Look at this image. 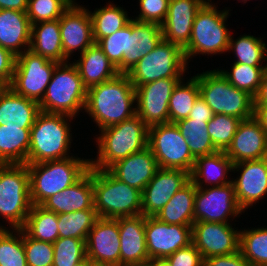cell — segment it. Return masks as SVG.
<instances>
[{"label":"cell","instance_id":"6da1fadb","mask_svg":"<svg viewBox=\"0 0 267 266\" xmlns=\"http://www.w3.org/2000/svg\"><path fill=\"white\" fill-rule=\"evenodd\" d=\"M84 112L99 131L136 115L135 87L128 75L119 73L113 79L89 88Z\"/></svg>","mask_w":267,"mask_h":266},{"label":"cell","instance_id":"7a4b0ae2","mask_svg":"<svg viewBox=\"0 0 267 266\" xmlns=\"http://www.w3.org/2000/svg\"><path fill=\"white\" fill-rule=\"evenodd\" d=\"M96 156L90 159V167L107 170L117 161L148 147V127L136 114L132 118L98 131Z\"/></svg>","mask_w":267,"mask_h":266},{"label":"cell","instance_id":"3957f363","mask_svg":"<svg viewBox=\"0 0 267 266\" xmlns=\"http://www.w3.org/2000/svg\"><path fill=\"white\" fill-rule=\"evenodd\" d=\"M207 0L196 13L189 43L183 48L186 63L196 56L227 53L231 32L226 25L231 15L230 8L218 10V2ZM218 8V9H217ZM189 61V62H188Z\"/></svg>","mask_w":267,"mask_h":266},{"label":"cell","instance_id":"277c9868","mask_svg":"<svg viewBox=\"0 0 267 266\" xmlns=\"http://www.w3.org/2000/svg\"><path fill=\"white\" fill-rule=\"evenodd\" d=\"M75 118L63 114L40 112L31 127L27 164L58 160L74 156L70 149L75 140L72 121ZM73 138V139H72Z\"/></svg>","mask_w":267,"mask_h":266},{"label":"cell","instance_id":"5b68a950","mask_svg":"<svg viewBox=\"0 0 267 266\" xmlns=\"http://www.w3.org/2000/svg\"><path fill=\"white\" fill-rule=\"evenodd\" d=\"M69 158L27 164L32 205H41L51 195L76 183L90 168V159Z\"/></svg>","mask_w":267,"mask_h":266},{"label":"cell","instance_id":"8992f818","mask_svg":"<svg viewBox=\"0 0 267 266\" xmlns=\"http://www.w3.org/2000/svg\"><path fill=\"white\" fill-rule=\"evenodd\" d=\"M92 183L98 217L116 219L142 214V192L115 178L108 170L92 168Z\"/></svg>","mask_w":267,"mask_h":266},{"label":"cell","instance_id":"52a82bcc","mask_svg":"<svg viewBox=\"0 0 267 266\" xmlns=\"http://www.w3.org/2000/svg\"><path fill=\"white\" fill-rule=\"evenodd\" d=\"M86 94L77 66L71 61L59 63L39 103L40 111L78 118L84 113Z\"/></svg>","mask_w":267,"mask_h":266},{"label":"cell","instance_id":"ba28073f","mask_svg":"<svg viewBox=\"0 0 267 266\" xmlns=\"http://www.w3.org/2000/svg\"><path fill=\"white\" fill-rule=\"evenodd\" d=\"M194 77L200 95L214 114H225L246 120L254 116V97L230 84L218 69L203 70Z\"/></svg>","mask_w":267,"mask_h":266},{"label":"cell","instance_id":"9c48e42d","mask_svg":"<svg viewBox=\"0 0 267 266\" xmlns=\"http://www.w3.org/2000/svg\"><path fill=\"white\" fill-rule=\"evenodd\" d=\"M31 207L27 164H0V226L21 229Z\"/></svg>","mask_w":267,"mask_h":266},{"label":"cell","instance_id":"30bf717a","mask_svg":"<svg viewBox=\"0 0 267 266\" xmlns=\"http://www.w3.org/2000/svg\"><path fill=\"white\" fill-rule=\"evenodd\" d=\"M183 49L164 39L151 52L142 57L127 73L136 88L163 78H184L189 74Z\"/></svg>","mask_w":267,"mask_h":266},{"label":"cell","instance_id":"8fae6325","mask_svg":"<svg viewBox=\"0 0 267 266\" xmlns=\"http://www.w3.org/2000/svg\"><path fill=\"white\" fill-rule=\"evenodd\" d=\"M148 147L159 168L181 169L191 174L195 157L175 123H163L148 128Z\"/></svg>","mask_w":267,"mask_h":266},{"label":"cell","instance_id":"7c38bea8","mask_svg":"<svg viewBox=\"0 0 267 266\" xmlns=\"http://www.w3.org/2000/svg\"><path fill=\"white\" fill-rule=\"evenodd\" d=\"M58 64L31 50H26L16 57L9 87L15 93L40 103Z\"/></svg>","mask_w":267,"mask_h":266},{"label":"cell","instance_id":"4fadbf2b","mask_svg":"<svg viewBox=\"0 0 267 266\" xmlns=\"http://www.w3.org/2000/svg\"><path fill=\"white\" fill-rule=\"evenodd\" d=\"M244 211L239 207L233 183L197 188L194 222L232 223Z\"/></svg>","mask_w":267,"mask_h":266},{"label":"cell","instance_id":"5bb4252c","mask_svg":"<svg viewBox=\"0 0 267 266\" xmlns=\"http://www.w3.org/2000/svg\"><path fill=\"white\" fill-rule=\"evenodd\" d=\"M183 78H163L135 88L136 114L150 128L169 122V100Z\"/></svg>","mask_w":267,"mask_h":266},{"label":"cell","instance_id":"9a60e30c","mask_svg":"<svg viewBox=\"0 0 267 266\" xmlns=\"http://www.w3.org/2000/svg\"><path fill=\"white\" fill-rule=\"evenodd\" d=\"M233 223L194 222L192 243L203 259L234 254L239 251L240 229Z\"/></svg>","mask_w":267,"mask_h":266},{"label":"cell","instance_id":"2e32d148","mask_svg":"<svg viewBox=\"0 0 267 266\" xmlns=\"http://www.w3.org/2000/svg\"><path fill=\"white\" fill-rule=\"evenodd\" d=\"M232 172L235 197L239 207L246 212L267 195V157L260 160L243 161L233 164ZM240 174V175H239Z\"/></svg>","mask_w":267,"mask_h":266},{"label":"cell","instance_id":"e0dca14e","mask_svg":"<svg viewBox=\"0 0 267 266\" xmlns=\"http://www.w3.org/2000/svg\"><path fill=\"white\" fill-rule=\"evenodd\" d=\"M77 3L75 0L59 18L63 53L68 61L76 51L82 54L95 43L88 6Z\"/></svg>","mask_w":267,"mask_h":266},{"label":"cell","instance_id":"ac0fdd59","mask_svg":"<svg viewBox=\"0 0 267 266\" xmlns=\"http://www.w3.org/2000/svg\"><path fill=\"white\" fill-rule=\"evenodd\" d=\"M145 239L149 259L167 258L192 243L191 226L168 224L145 216Z\"/></svg>","mask_w":267,"mask_h":266},{"label":"cell","instance_id":"d6986e66","mask_svg":"<svg viewBox=\"0 0 267 266\" xmlns=\"http://www.w3.org/2000/svg\"><path fill=\"white\" fill-rule=\"evenodd\" d=\"M190 180L187 171L159 168L142 191V215L155 216Z\"/></svg>","mask_w":267,"mask_h":266},{"label":"cell","instance_id":"ffe728a7","mask_svg":"<svg viewBox=\"0 0 267 266\" xmlns=\"http://www.w3.org/2000/svg\"><path fill=\"white\" fill-rule=\"evenodd\" d=\"M85 245L89 260L120 266L118 220L99 217L89 231Z\"/></svg>","mask_w":267,"mask_h":266},{"label":"cell","instance_id":"44dd1931","mask_svg":"<svg viewBox=\"0 0 267 266\" xmlns=\"http://www.w3.org/2000/svg\"><path fill=\"white\" fill-rule=\"evenodd\" d=\"M225 154L233 164L266 158V131L254 117L242 120Z\"/></svg>","mask_w":267,"mask_h":266},{"label":"cell","instance_id":"7402d4cb","mask_svg":"<svg viewBox=\"0 0 267 266\" xmlns=\"http://www.w3.org/2000/svg\"><path fill=\"white\" fill-rule=\"evenodd\" d=\"M162 39L161 25L132 19L128 24L126 52L123 53V62L117 67L118 72L127 74Z\"/></svg>","mask_w":267,"mask_h":266},{"label":"cell","instance_id":"603a6c76","mask_svg":"<svg viewBox=\"0 0 267 266\" xmlns=\"http://www.w3.org/2000/svg\"><path fill=\"white\" fill-rule=\"evenodd\" d=\"M207 0H169L168 13L161 25L163 39L182 49L189 43L198 10Z\"/></svg>","mask_w":267,"mask_h":266},{"label":"cell","instance_id":"cb8c5ba5","mask_svg":"<svg viewBox=\"0 0 267 266\" xmlns=\"http://www.w3.org/2000/svg\"><path fill=\"white\" fill-rule=\"evenodd\" d=\"M120 266L145 265L150 259L145 239V216L120 217Z\"/></svg>","mask_w":267,"mask_h":266},{"label":"cell","instance_id":"d4e9b609","mask_svg":"<svg viewBox=\"0 0 267 266\" xmlns=\"http://www.w3.org/2000/svg\"><path fill=\"white\" fill-rule=\"evenodd\" d=\"M159 169L149 147L111 165L107 170L117 179L141 192Z\"/></svg>","mask_w":267,"mask_h":266},{"label":"cell","instance_id":"484cf974","mask_svg":"<svg viewBox=\"0 0 267 266\" xmlns=\"http://www.w3.org/2000/svg\"><path fill=\"white\" fill-rule=\"evenodd\" d=\"M41 206L56 214L95 209L94 189L92 183V168L73 185L62 192L51 195Z\"/></svg>","mask_w":267,"mask_h":266},{"label":"cell","instance_id":"4316f807","mask_svg":"<svg viewBox=\"0 0 267 266\" xmlns=\"http://www.w3.org/2000/svg\"><path fill=\"white\" fill-rule=\"evenodd\" d=\"M31 28L26 12L0 9V46L16 57L29 50Z\"/></svg>","mask_w":267,"mask_h":266},{"label":"cell","instance_id":"83f0119b","mask_svg":"<svg viewBox=\"0 0 267 266\" xmlns=\"http://www.w3.org/2000/svg\"><path fill=\"white\" fill-rule=\"evenodd\" d=\"M232 170L233 162L227 157L225 152L217 151L195 159L190 179L196 188L222 186L232 183V174L230 173Z\"/></svg>","mask_w":267,"mask_h":266},{"label":"cell","instance_id":"f1b7e54d","mask_svg":"<svg viewBox=\"0 0 267 266\" xmlns=\"http://www.w3.org/2000/svg\"><path fill=\"white\" fill-rule=\"evenodd\" d=\"M40 112L38 102L15 93L10 87L0 95V125L31 128Z\"/></svg>","mask_w":267,"mask_h":266},{"label":"cell","instance_id":"f546056e","mask_svg":"<svg viewBox=\"0 0 267 266\" xmlns=\"http://www.w3.org/2000/svg\"><path fill=\"white\" fill-rule=\"evenodd\" d=\"M77 56L78 60L74 59L71 62L77 66L83 85L87 90L111 80L119 74L117 68L96 43Z\"/></svg>","mask_w":267,"mask_h":266},{"label":"cell","instance_id":"4dcf8cb0","mask_svg":"<svg viewBox=\"0 0 267 266\" xmlns=\"http://www.w3.org/2000/svg\"><path fill=\"white\" fill-rule=\"evenodd\" d=\"M29 50L58 63L68 62L63 53L59 19L32 24Z\"/></svg>","mask_w":267,"mask_h":266},{"label":"cell","instance_id":"1f68e13d","mask_svg":"<svg viewBox=\"0 0 267 266\" xmlns=\"http://www.w3.org/2000/svg\"><path fill=\"white\" fill-rule=\"evenodd\" d=\"M196 190L195 184L190 180L154 217L168 224L192 226Z\"/></svg>","mask_w":267,"mask_h":266},{"label":"cell","instance_id":"d6a6232c","mask_svg":"<svg viewBox=\"0 0 267 266\" xmlns=\"http://www.w3.org/2000/svg\"><path fill=\"white\" fill-rule=\"evenodd\" d=\"M30 129L0 125V164H27Z\"/></svg>","mask_w":267,"mask_h":266},{"label":"cell","instance_id":"836d02e7","mask_svg":"<svg viewBox=\"0 0 267 266\" xmlns=\"http://www.w3.org/2000/svg\"><path fill=\"white\" fill-rule=\"evenodd\" d=\"M109 0L108 4L90 11L92 19L93 40L97 43L101 38L112 35L117 30L124 28L132 20L128 11L120 5Z\"/></svg>","mask_w":267,"mask_h":266},{"label":"cell","instance_id":"e575fe53","mask_svg":"<svg viewBox=\"0 0 267 266\" xmlns=\"http://www.w3.org/2000/svg\"><path fill=\"white\" fill-rule=\"evenodd\" d=\"M230 36L227 53L232 52L235 57L233 63H242L255 67H267V44L263 37L254 35H240L236 39ZM264 62V63H263Z\"/></svg>","mask_w":267,"mask_h":266},{"label":"cell","instance_id":"d590c367","mask_svg":"<svg viewBox=\"0 0 267 266\" xmlns=\"http://www.w3.org/2000/svg\"><path fill=\"white\" fill-rule=\"evenodd\" d=\"M57 223L55 212L46 210L41 205H32L21 229L35 240L54 243L59 238Z\"/></svg>","mask_w":267,"mask_h":266},{"label":"cell","instance_id":"8d00e7d4","mask_svg":"<svg viewBox=\"0 0 267 266\" xmlns=\"http://www.w3.org/2000/svg\"><path fill=\"white\" fill-rule=\"evenodd\" d=\"M188 78L184 77L179 81L172 91L169 100V122L171 123L188 118L192 107L200 96L198 80L194 76Z\"/></svg>","mask_w":267,"mask_h":266},{"label":"cell","instance_id":"74e56055","mask_svg":"<svg viewBox=\"0 0 267 266\" xmlns=\"http://www.w3.org/2000/svg\"><path fill=\"white\" fill-rule=\"evenodd\" d=\"M250 228H240L239 251L249 266H267V226Z\"/></svg>","mask_w":267,"mask_h":266},{"label":"cell","instance_id":"f35d334b","mask_svg":"<svg viewBox=\"0 0 267 266\" xmlns=\"http://www.w3.org/2000/svg\"><path fill=\"white\" fill-rule=\"evenodd\" d=\"M175 124L179 128L182 137L186 139L190 151L195 158L217 152L208 133V122L185 118L177 121Z\"/></svg>","mask_w":267,"mask_h":266},{"label":"cell","instance_id":"ab89813d","mask_svg":"<svg viewBox=\"0 0 267 266\" xmlns=\"http://www.w3.org/2000/svg\"><path fill=\"white\" fill-rule=\"evenodd\" d=\"M57 218L59 237H71L86 241L89 231L99 217L95 209H86L68 214H57Z\"/></svg>","mask_w":267,"mask_h":266},{"label":"cell","instance_id":"60d3db41","mask_svg":"<svg viewBox=\"0 0 267 266\" xmlns=\"http://www.w3.org/2000/svg\"><path fill=\"white\" fill-rule=\"evenodd\" d=\"M0 266H27L22 229L0 226Z\"/></svg>","mask_w":267,"mask_h":266},{"label":"cell","instance_id":"b9f144b4","mask_svg":"<svg viewBox=\"0 0 267 266\" xmlns=\"http://www.w3.org/2000/svg\"><path fill=\"white\" fill-rule=\"evenodd\" d=\"M230 65L229 69L222 70L221 67L217 69L230 84L254 97L267 67H255L242 63H231Z\"/></svg>","mask_w":267,"mask_h":266},{"label":"cell","instance_id":"7bdbcfd3","mask_svg":"<svg viewBox=\"0 0 267 266\" xmlns=\"http://www.w3.org/2000/svg\"><path fill=\"white\" fill-rule=\"evenodd\" d=\"M242 120L230 115L214 114L208 122L207 129L211 141L217 151L225 152L237 131Z\"/></svg>","mask_w":267,"mask_h":266},{"label":"cell","instance_id":"ee69618b","mask_svg":"<svg viewBox=\"0 0 267 266\" xmlns=\"http://www.w3.org/2000/svg\"><path fill=\"white\" fill-rule=\"evenodd\" d=\"M53 266H74L86 258L85 240L59 237L53 243Z\"/></svg>","mask_w":267,"mask_h":266},{"label":"cell","instance_id":"f6af8a7d","mask_svg":"<svg viewBox=\"0 0 267 266\" xmlns=\"http://www.w3.org/2000/svg\"><path fill=\"white\" fill-rule=\"evenodd\" d=\"M75 0H28L26 14L31 24L59 19Z\"/></svg>","mask_w":267,"mask_h":266},{"label":"cell","instance_id":"bcb514c9","mask_svg":"<svg viewBox=\"0 0 267 266\" xmlns=\"http://www.w3.org/2000/svg\"><path fill=\"white\" fill-rule=\"evenodd\" d=\"M27 266H53V243L38 241L24 232Z\"/></svg>","mask_w":267,"mask_h":266},{"label":"cell","instance_id":"7dc6e473","mask_svg":"<svg viewBox=\"0 0 267 266\" xmlns=\"http://www.w3.org/2000/svg\"><path fill=\"white\" fill-rule=\"evenodd\" d=\"M127 34L128 25L110 36L101 38L96 43L116 68L123 62V53L126 52Z\"/></svg>","mask_w":267,"mask_h":266},{"label":"cell","instance_id":"c3c4849f","mask_svg":"<svg viewBox=\"0 0 267 266\" xmlns=\"http://www.w3.org/2000/svg\"><path fill=\"white\" fill-rule=\"evenodd\" d=\"M139 14L132 19L162 25L167 17L169 0H138Z\"/></svg>","mask_w":267,"mask_h":266},{"label":"cell","instance_id":"681fc988","mask_svg":"<svg viewBox=\"0 0 267 266\" xmlns=\"http://www.w3.org/2000/svg\"><path fill=\"white\" fill-rule=\"evenodd\" d=\"M172 266H203V258L193 243L168 256Z\"/></svg>","mask_w":267,"mask_h":266},{"label":"cell","instance_id":"f907efd6","mask_svg":"<svg viewBox=\"0 0 267 266\" xmlns=\"http://www.w3.org/2000/svg\"><path fill=\"white\" fill-rule=\"evenodd\" d=\"M16 56L0 46V81L9 87L15 68Z\"/></svg>","mask_w":267,"mask_h":266},{"label":"cell","instance_id":"816d5d0a","mask_svg":"<svg viewBox=\"0 0 267 266\" xmlns=\"http://www.w3.org/2000/svg\"><path fill=\"white\" fill-rule=\"evenodd\" d=\"M203 266H249L247 260L242 256L240 251L229 254L212 256L203 259Z\"/></svg>","mask_w":267,"mask_h":266},{"label":"cell","instance_id":"f5cc1de1","mask_svg":"<svg viewBox=\"0 0 267 266\" xmlns=\"http://www.w3.org/2000/svg\"><path fill=\"white\" fill-rule=\"evenodd\" d=\"M213 111L207 105L201 95L197 98L192 110L190 111L188 118L192 120H203V122H209L213 118Z\"/></svg>","mask_w":267,"mask_h":266},{"label":"cell","instance_id":"db71d44e","mask_svg":"<svg viewBox=\"0 0 267 266\" xmlns=\"http://www.w3.org/2000/svg\"><path fill=\"white\" fill-rule=\"evenodd\" d=\"M267 133V103H254V116Z\"/></svg>","mask_w":267,"mask_h":266},{"label":"cell","instance_id":"11a10c76","mask_svg":"<svg viewBox=\"0 0 267 266\" xmlns=\"http://www.w3.org/2000/svg\"><path fill=\"white\" fill-rule=\"evenodd\" d=\"M28 0H0V9L26 12Z\"/></svg>","mask_w":267,"mask_h":266},{"label":"cell","instance_id":"9f6ffc18","mask_svg":"<svg viewBox=\"0 0 267 266\" xmlns=\"http://www.w3.org/2000/svg\"><path fill=\"white\" fill-rule=\"evenodd\" d=\"M254 103H267V69L262 76L258 92L254 96Z\"/></svg>","mask_w":267,"mask_h":266},{"label":"cell","instance_id":"6f0895ef","mask_svg":"<svg viewBox=\"0 0 267 266\" xmlns=\"http://www.w3.org/2000/svg\"><path fill=\"white\" fill-rule=\"evenodd\" d=\"M148 266H172L170 261L167 258H157L151 259L148 263Z\"/></svg>","mask_w":267,"mask_h":266},{"label":"cell","instance_id":"680465c9","mask_svg":"<svg viewBox=\"0 0 267 266\" xmlns=\"http://www.w3.org/2000/svg\"><path fill=\"white\" fill-rule=\"evenodd\" d=\"M88 266H113V265L103 263V262H95V261L89 260Z\"/></svg>","mask_w":267,"mask_h":266},{"label":"cell","instance_id":"91938a15","mask_svg":"<svg viewBox=\"0 0 267 266\" xmlns=\"http://www.w3.org/2000/svg\"><path fill=\"white\" fill-rule=\"evenodd\" d=\"M89 259L86 257L83 261L80 263L74 264V266H88Z\"/></svg>","mask_w":267,"mask_h":266},{"label":"cell","instance_id":"94428289","mask_svg":"<svg viewBox=\"0 0 267 266\" xmlns=\"http://www.w3.org/2000/svg\"><path fill=\"white\" fill-rule=\"evenodd\" d=\"M6 87L7 86L3 82L0 81V95L6 89Z\"/></svg>","mask_w":267,"mask_h":266},{"label":"cell","instance_id":"6125c7cd","mask_svg":"<svg viewBox=\"0 0 267 266\" xmlns=\"http://www.w3.org/2000/svg\"><path fill=\"white\" fill-rule=\"evenodd\" d=\"M247 1H249V0H240L239 2H243V4H245Z\"/></svg>","mask_w":267,"mask_h":266},{"label":"cell","instance_id":"be15d7a7","mask_svg":"<svg viewBox=\"0 0 267 266\" xmlns=\"http://www.w3.org/2000/svg\"><path fill=\"white\" fill-rule=\"evenodd\" d=\"M134 266H148L147 264H145V265H134Z\"/></svg>","mask_w":267,"mask_h":266}]
</instances>
